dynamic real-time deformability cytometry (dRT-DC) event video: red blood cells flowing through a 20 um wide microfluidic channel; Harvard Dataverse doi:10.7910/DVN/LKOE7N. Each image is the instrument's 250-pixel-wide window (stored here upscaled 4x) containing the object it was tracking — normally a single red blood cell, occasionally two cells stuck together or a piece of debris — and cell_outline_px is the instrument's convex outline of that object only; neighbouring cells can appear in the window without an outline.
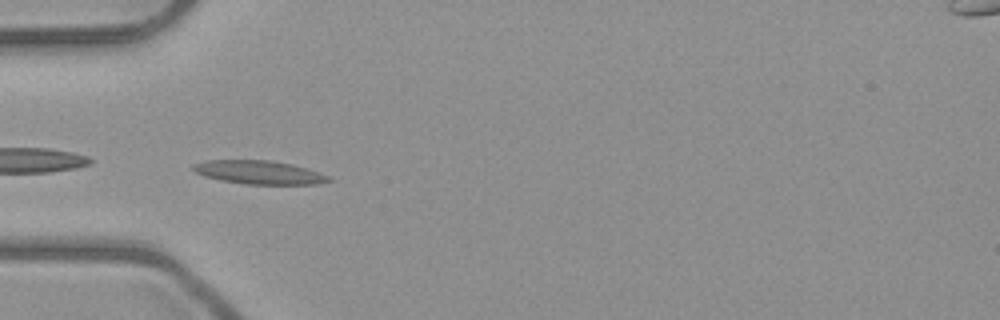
{"species": "common noctule bat (a hibernating species)", "species_latin": "Nyctalus noctula", "temperature_condition": "room temperature", "stored_images_in_passage": 5, "camera_frame_rate_fps": 3000, "um_per_image_px": 0.085, "animal": {"sex": "male", "body_mass_g": 23.1, "forearm_length_mm": 52.7}, "frame": {"image": 1, "passage_image": 4, "time_ms": 3.667, "image_size_px": [1000, 320], "cell_outline_px": [[336, 180], [316, 184], [244, 184], [220, 180], [204, 176], [196, 172], [192, 168], [192, 164], [208, 160], [268, 160], [292, 164], [308, 168], [320, 172]], "centroid_in_image_um": [22.05, 14.65], "position_along_channel_um": 62.9, "area_um2": 18.67}}
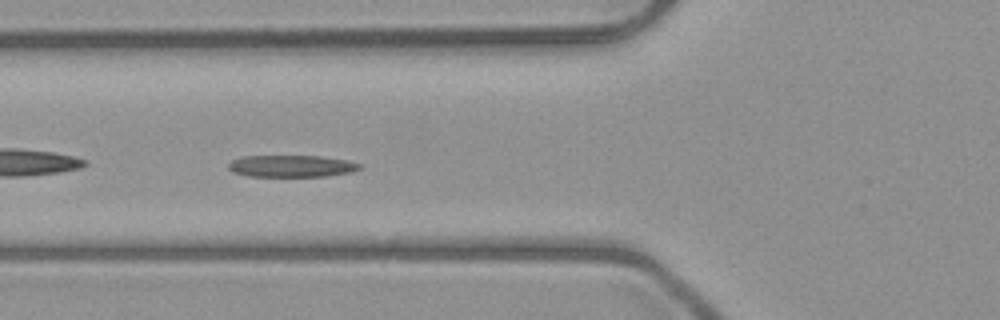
{"frame": {"image": 2, "passage_image": 5, "time_ms": 4.667, "image_size_px": [1000, 320], "cell_outline_px": [[364, 168], [352, 172], [328, 176], [248, 176], [232, 172], [228, 168], [228, 164], [232, 160], [244, 156], [320, 156], [348, 160], [364, 164]], "centroid_in_image_um": [24.85, 14.12], "position_along_channel_um": 101.0, "area_um2": 16.94}}